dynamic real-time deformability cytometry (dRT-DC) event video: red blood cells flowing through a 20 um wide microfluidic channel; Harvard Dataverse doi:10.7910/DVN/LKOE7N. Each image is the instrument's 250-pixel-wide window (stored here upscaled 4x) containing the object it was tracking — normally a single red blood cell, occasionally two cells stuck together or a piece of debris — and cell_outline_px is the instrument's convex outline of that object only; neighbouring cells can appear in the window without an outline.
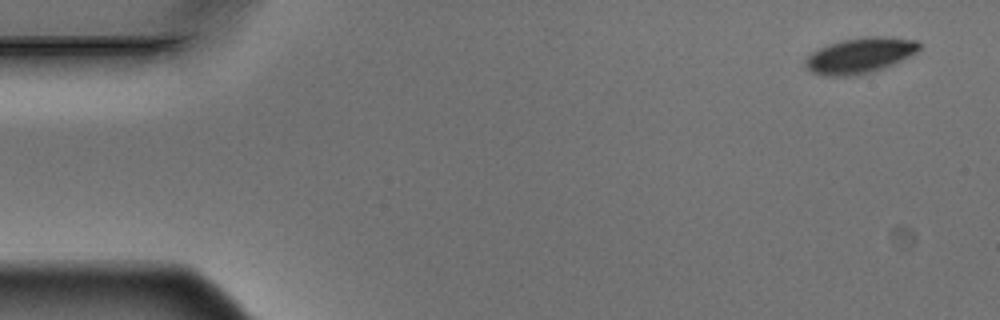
{"species": "Egyptian fruit bat (a non-hibernating species)", "species_latin": "Rousettus aegyptiacus", "temperature_condition": "warm", "stored_images_in_passage": 9, "camera_frame_rate_fps": 3000, "um_per_image_px": 0.085, "animal": {"sex": "male"}, "frame": {"image": 1, "passage_image": 1, "time_ms": 0.0, "image_size_px": [1000, 320], "cell_outline_px": [[920, 48], [916, 52], [884, 68], [872, 72], [856, 76], [824, 76], [812, 72], [804, 64], [804, 60], [812, 52], [820, 48], [844, 40], [872, 36], [876, 36], [916, 40], [920, 44]], "centroid_in_image_um": [73.07, 4.74], "position_along_channel_um": 11.9, "area_um2": 23.18}}
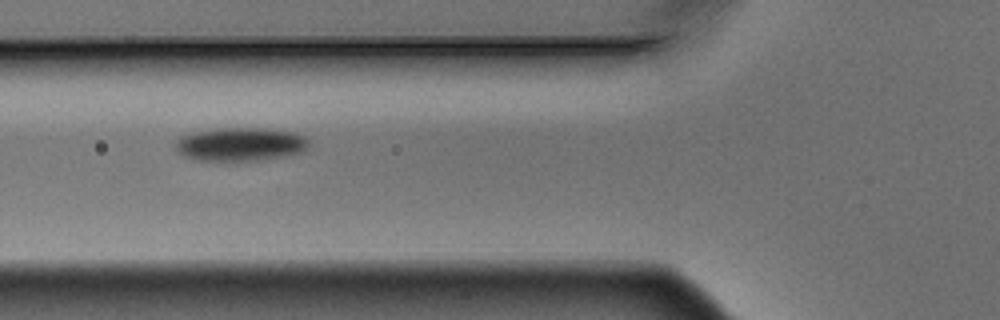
{"frame": {"image": 2, "passage_image": 6, "time_ms": 1.667, "image_size_px": [1000, 320], "cell_outline_px": [[308, 144], [300, 152], [284, 156], [236, 164], [228, 164], [192, 160], [184, 156], [176, 148], [176, 140], [180, 136], [192, 132], [216, 128], [264, 128], [296, 132], [304, 136], [308, 140]], "centroid_in_image_um": [20.36, 12.3], "position_along_channel_um": 105.4, "area_um2": 27.05}}
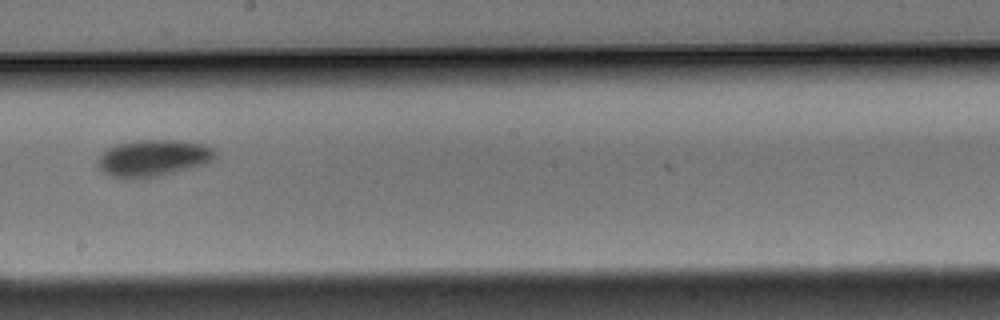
{"frame": {"image": 3, "passage_image": 9, "time_ms": 2.667, "image_size_px": [1000, 320], "cell_outline_px": [[216, 156], [212, 160], [204, 164], [156, 176], [132, 180], [124, 180], [108, 176], [96, 168], [96, 160], [108, 148], [116, 144], [136, 140], [180, 140], [204, 144], [216, 148]], "centroid_in_image_um": [12.96, 13.44], "position_along_channel_um": 235.2, "area_um2": 25.55}}